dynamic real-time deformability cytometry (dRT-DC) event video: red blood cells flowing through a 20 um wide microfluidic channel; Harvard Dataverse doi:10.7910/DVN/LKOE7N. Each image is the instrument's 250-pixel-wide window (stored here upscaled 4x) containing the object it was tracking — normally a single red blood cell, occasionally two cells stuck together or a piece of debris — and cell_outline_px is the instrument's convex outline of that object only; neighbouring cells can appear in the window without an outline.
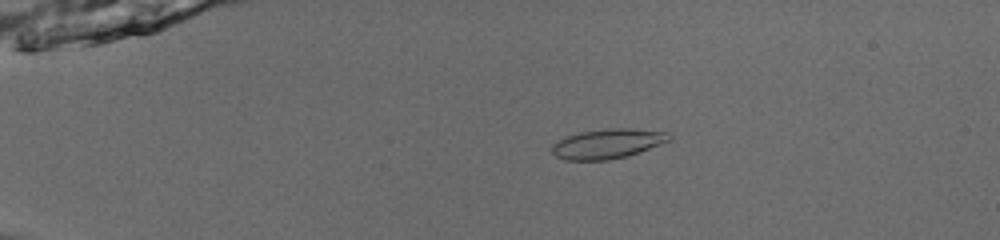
{"species": "common noctule bat (a hibernating species)", "species_latin": "Nyctalus noctula", "temperature_condition": "room temperature", "stored_images_in_passage": 53, "camera_frame_rate_fps": 3000, "um_per_image_px": 0.085, "animal": {"sex": "male", "body_mass_g": 13.0, "forearm_length_mm": 53.1}, "frame": {"image": 1, "passage_image": 13, "time_ms": 4.0, "image_size_px": [1000, 240], "cell_outline_px": [[672, 140], [628, 156], [608, 160], [564, 160], [556, 156], [552, 152], [552, 144], [568, 136], [580, 132], [608, 128], [628, 128], [668, 132], [672, 136]], "centroid_in_image_um": [51.68, 12.21], "position_along_channel_um": 33.3, "area_um2": 20.29}}
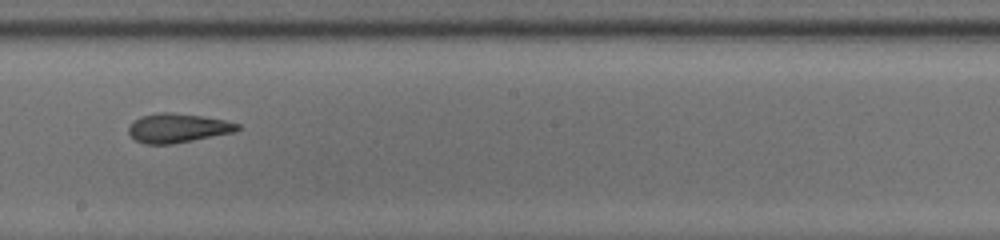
{"frame": {"image": 2, "passage_image": 33, "time_ms": 10.667, "image_size_px": [1000, 240], "cell_outline_px": [[240, 128], [236, 132], [172, 144], [144, 144], [136, 140], [128, 132], [128, 128], [140, 116], [160, 112], [172, 112], [200, 116], [224, 120], [240, 124]], "centroid_in_image_um": [15.12, 10.89], "position_along_channel_um": 233.1, "area_um2": 18.38}}
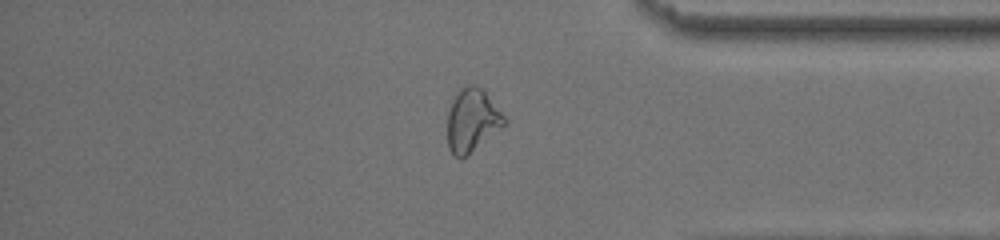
{"frame": {"image": 3, "passage_image": 46, "time_ms": 15.0, "image_size_px": [1000, 240], "cell_outline_px": [[508, 124], [460, 160], [452, 156], [448, 148], [448, 112], [452, 100], [460, 88], [468, 84], [472, 84], [484, 88], [508, 120]], "centroid_in_image_um": [40.16, 10.22], "position_along_channel_um": 395.0, "area_um2": 21.39}, "authors_computed_cell_mechanics": {"area_um2": 19.8254, "velocity_mm_per_s": 3.9693, "shape_relaxation_time_tau1_ms": 5.8432, "shape_relaxation_time_tau2_ms": 2.1073, "deformation_change_tau1": 0.1821, "deformation_change_tau2": 0.1063}}